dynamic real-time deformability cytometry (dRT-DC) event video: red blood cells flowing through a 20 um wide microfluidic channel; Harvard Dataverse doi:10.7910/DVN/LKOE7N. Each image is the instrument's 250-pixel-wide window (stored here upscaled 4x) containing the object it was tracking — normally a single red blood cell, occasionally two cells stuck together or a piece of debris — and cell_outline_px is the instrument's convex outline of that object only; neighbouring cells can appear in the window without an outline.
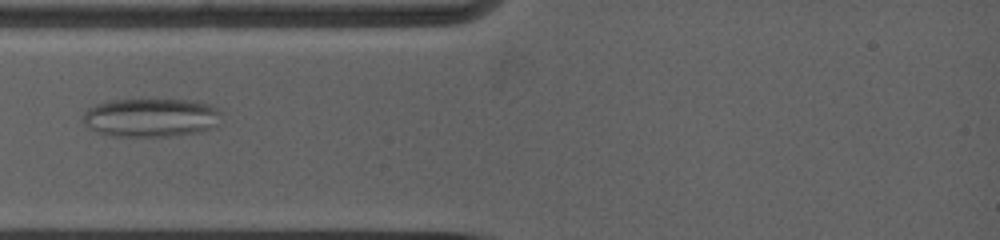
{"species": "common noctule bat (a hibernating species)", "species_latin": "Nyctalus noctula", "temperature_condition": "warm", "stored_images_in_passage": 19, "camera_frame_rate_fps": 5000, "um_per_image_px": 0.085, "animal": {"sex": "female", "body_mass_g": 19.0, "forearm_length_mm": 53.3}, "frame": {"image": 1, "passage_image": 3, "time_ms": 0.8, "image_size_px": [1000, 240], "cell_outline_px": [[216, 112], [208, 128], [192, 132], [100, 132], [92, 128], [84, 120], [84, 116], [96, 104], [116, 100], [188, 100], [208, 104]], "centroid_in_image_um": [12.76, 9.88], "position_along_channel_um": 72.2, "area_um2": 27.11}}
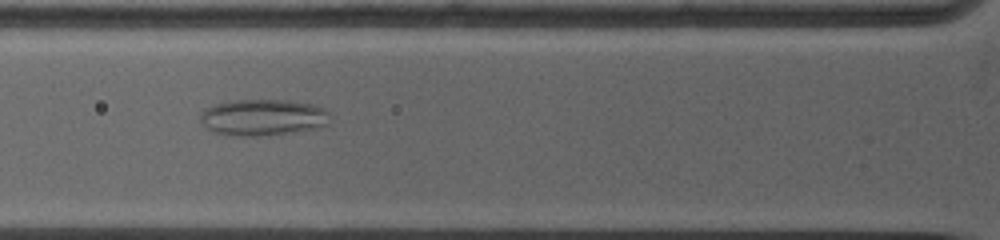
{"frame": {"image": 2, "passage_image": 6, "time_ms": 1.6, "image_size_px": [1000, 240], "cell_outline_px": [[328, 112], [324, 124], [308, 128], [280, 132], [220, 132], [204, 124], [200, 116], [204, 108], [216, 104], [232, 100], [288, 100], [312, 104]], "centroid_in_image_um": [22.32, 9.86], "position_along_channel_um": 103.5, "area_um2": 24.91}}
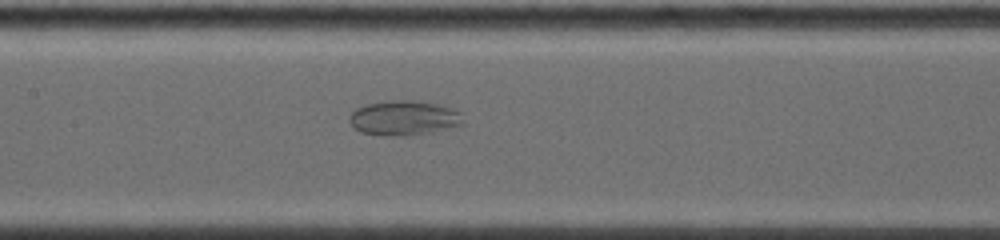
{"frame": {"image": 3, "passage_image": 16, "time_ms": 3.4, "image_size_px": [1000, 240], "cell_outline_px": [[460, 124], [412, 132], [364, 132], [356, 128], [352, 124], [352, 112], [356, 108], [368, 104], [388, 100], [408, 100], [436, 104], [448, 108], [456, 112]], "centroid_in_image_um": [34.21, 9.92], "position_along_channel_um": 173.2, "area_um2": 20.17}}